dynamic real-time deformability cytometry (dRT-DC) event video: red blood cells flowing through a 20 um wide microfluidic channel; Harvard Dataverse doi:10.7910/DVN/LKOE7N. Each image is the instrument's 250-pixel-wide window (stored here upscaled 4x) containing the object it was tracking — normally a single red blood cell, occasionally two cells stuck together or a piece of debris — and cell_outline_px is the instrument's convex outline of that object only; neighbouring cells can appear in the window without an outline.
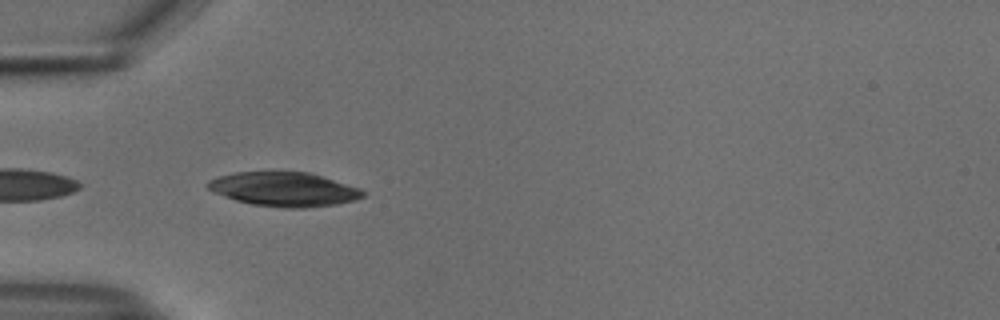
{"species": "common noctule bat (a hibernating species)", "species_latin": "Nyctalus noctula", "temperature_condition": "cold", "stored_images_in_passage": 38, "camera_frame_rate_fps": 3000, "um_per_image_px": 0.085, "animal": {"sex": "male", "body_mass_g": 18.8}, "frame": {"image": 1, "passage_image": 2, "time_ms": 0.333, "image_size_px": [1000, 320], "cell_outline_px": [[364, 196], [356, 200], [336, 204], [304, 208], [280, 208], [252, 204], [236, 200], [224, 196], [208, 188], [204, 184], [208, 180], [220, 176], [236, 172], [308, 172], [360, 188], [364, 192]], "centroid_in_image_um": [24.14, 16.09], "position_along_channel_um": 60.9, "area_um2": 30.69}}
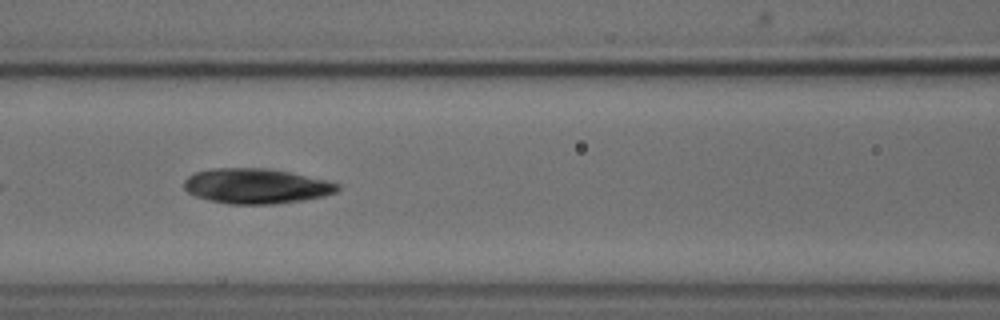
{"frame": {"image": 2, "passage_image": 9, "time_ms": 2.667, "image_size_px": [1000, 320], "cell_outline_px": [[340, 188], [336, 192], [324, 196], [304, 200], [276, 204], [228, 204], [208, 200], [196, 196], [188, 192], [184, 188], [184, 180], [188, 176], [196, 172], [212, 168], [272, 168], [328, 180], [340, 184]], "centroid_in_image_um": [21.8, 15.81], "position_along_channel_um": 144.8, "area_um2": 31.73}}
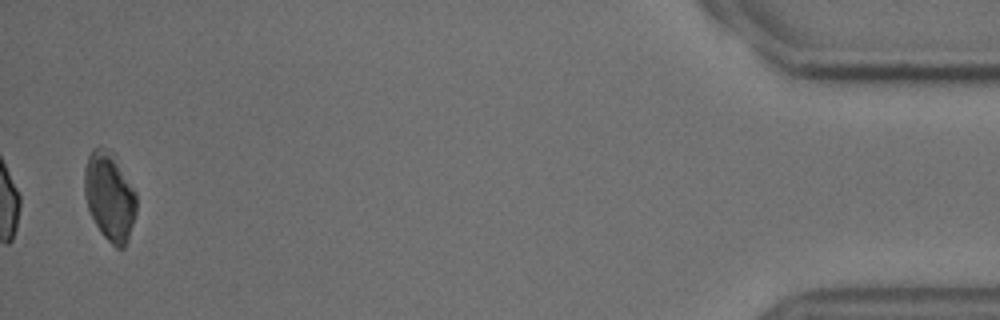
{"frame": {"image": 3, "passage_image": 38, "time_ms": 12.333, "image_size_px": [1000, 320], "cell_outline_px": [[136, 212], [128, 240], [124, 248], [116, 248], [100, 232], [88, 208], [84, 192], [84, 168], [88, 156], [92, 148], [100, 144], [108, 148], [112, 152], [136, 192]], "centroid_in_image_um": [9.3, 16.66], "position_along_channel_um": 425.9, "area_um2": 26.93}}